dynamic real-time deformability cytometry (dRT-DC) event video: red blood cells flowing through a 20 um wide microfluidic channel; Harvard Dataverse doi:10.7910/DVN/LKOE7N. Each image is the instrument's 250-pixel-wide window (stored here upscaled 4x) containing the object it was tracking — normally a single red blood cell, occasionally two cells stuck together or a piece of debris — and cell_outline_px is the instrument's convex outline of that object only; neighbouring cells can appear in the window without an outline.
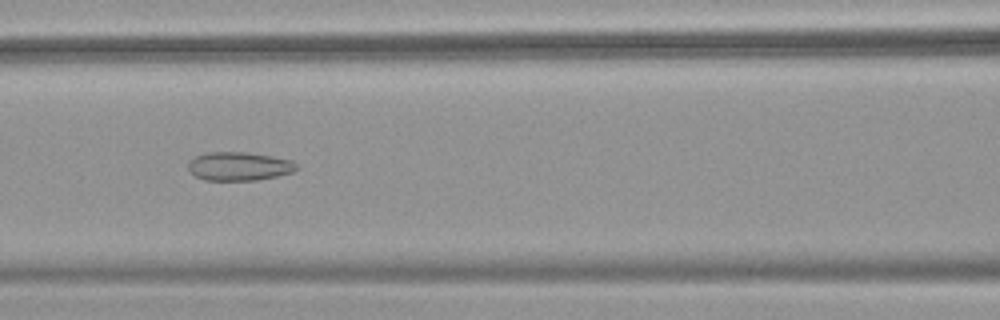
{"species": "common noctule bat (a hibernating species)", "species_latin": "Nyctalus noctula", "temperature_condition": "warm", "stored_images_in_passage": 53, "camera_frame_rate_fps": 3000, "um_per_image_px": 0.085, "animal": {"sex": "female", "body_mass_g": 18.4}, "frame": {"image": 1, "passage_image": 24, "time_ms": 7.667, "image_size_px": [1000, 320], "cell_outline_px": [[300, 168], [292, 172], [276, 176], [256, 180], [204, 180], [196, 176], [188, 168], [188, 160], [196, 156], [208, 152], [248, 152], [272, 156], [292, 160]], "centroid_in_image_um": [20.33, 14.12], "position_along_channel_um": 146.3, "area_um2": 18.09}}
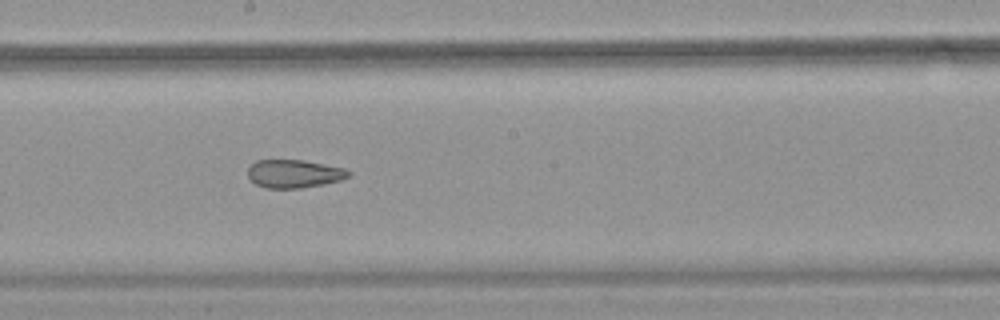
{"frame": {"image": 2, "passage_image": 30, "time_ms": 9.667, "image_size_px": [1000, 320], "cell_outline_px": [[352, 172], [348, 176], [340, 180], [300, 188], [264, 188], [256, 184], [248, 176], [248, 168], [256, 160], [304, 160], [344, 168]], "centroid_in_image_um": [24.97, 14.76], "position_along_channel_um": 223.2, "area_um2": 16.36}}
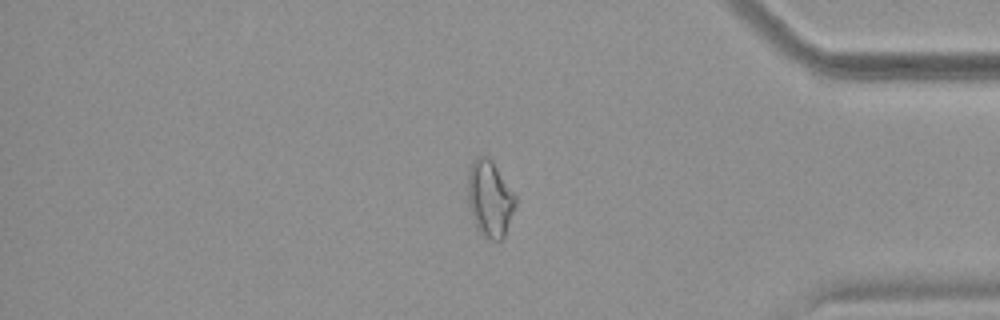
{"frame": {"image": 3, "passage_image": 45, "time_ms": 14.667, "image_size_px": [1000, 320], "cell_outline_px": [[516, 204], [504, 236], [500, 240], [492, 240], [484, 236], [476, 228], [468, 204], [468, 168], [476, 156], [488, 156], [492, 160], [516, 196]], "centroid_in_image_um": [41.62, 16.86], "position_along_channel_um": 393.6, "area_um2": 21.15}, "authors_computed_cell_mechanics": {"area_um2": 21.3282, "velocity_mm_per_s": 3.8675, "shape_relaxation_time_tau1_ms": null, "shape_relaxation_time_tau2_ms": 2.6277, "deformation_change_tau1": null, "deformation_change_tau2": 0.1048}}